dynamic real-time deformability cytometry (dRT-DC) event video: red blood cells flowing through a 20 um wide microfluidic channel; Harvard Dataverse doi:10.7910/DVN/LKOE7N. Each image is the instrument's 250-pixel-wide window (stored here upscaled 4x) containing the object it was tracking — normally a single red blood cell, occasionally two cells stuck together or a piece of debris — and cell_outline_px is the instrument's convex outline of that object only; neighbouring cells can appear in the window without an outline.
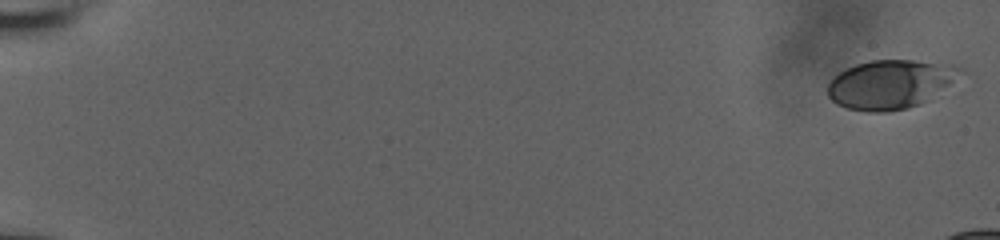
{"species": "human", "species_latin": "Homo sapiens", "temperature_condition": "room temperature", "stored_images_in_passage": 19, "camera_frame_rate_fps": 3000, "um_per_image_px": 0.085, "donor": {"sex": "male"}, "frame": {"image": 1, "passage_image": 1, "time_ms": 0.0, "image_size_px": [1000, 240], "cell_outline_px": [[968, 72], [932, 100], [908, 108], [888, 112], [868, 112], [848, 108], [836, 104], [828, 96], [828, 84], [844, 68], [868, 60], [912, 60], [952, 64], [964, 68]], "centroid_in_image_um": [75.79, 7.16], "position_along_channel_um": 9.2, "area_um2": 38.73}}